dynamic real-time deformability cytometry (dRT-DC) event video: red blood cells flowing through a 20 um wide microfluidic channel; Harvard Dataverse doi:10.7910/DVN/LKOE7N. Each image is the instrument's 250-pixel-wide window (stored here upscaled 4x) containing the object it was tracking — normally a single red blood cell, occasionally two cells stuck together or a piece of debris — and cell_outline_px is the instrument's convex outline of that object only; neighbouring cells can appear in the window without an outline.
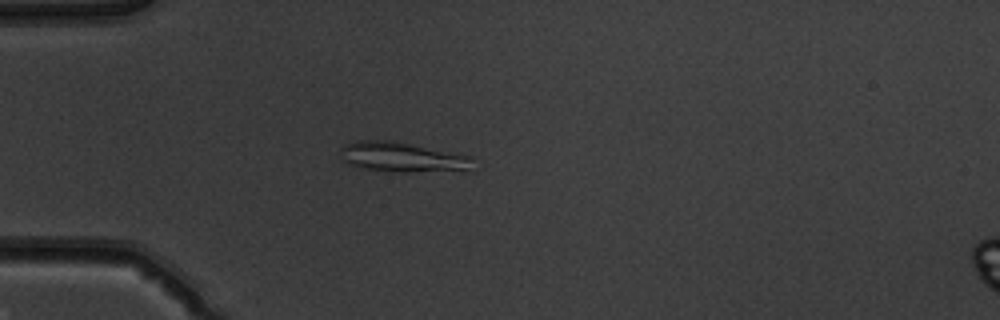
{"species": "common noctule bat (a hibernating species)", "species_latin": "Nyctalus noctula", "temperature_condition": "warm", "stored_images_in_passage": 51, "camera_frame_rate_fps": 3000, "um_per_image_px": 0.085, "animal": {"sex": "male", "body_mass_g": 19.5, "forearm_length_mm": 54.6}, "frame": {"image": 1, "passage_image": 15, "time_ms": 4.667, "image_size_px": [1000, 320], "cell_outline_px": [[472, 172], [392, 172], [360, 168], [348, 164], [340, 156], [340, 148], [344, 144], [356, 140], [392, 140], [472, 156]], "centroid_in_image_um": [34.25, 13.38], "position_along_channel_um": 50.8, "area_um2": 23.87}}
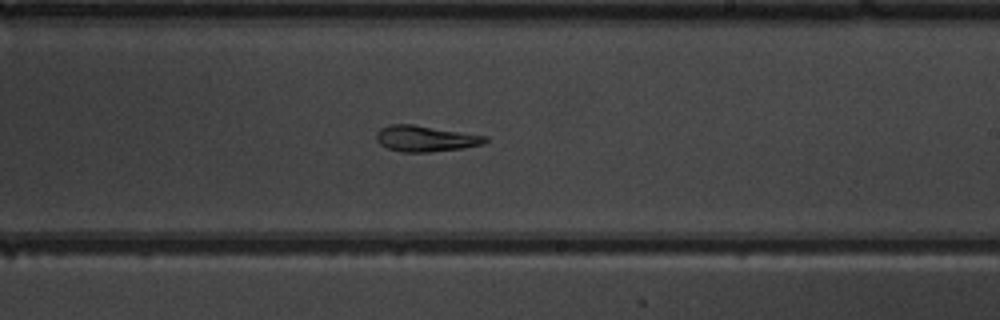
{"frame": {"image": 2, "passage_image": 31, "time_ms": 10.0, "image_size_px": [1000, 320], "cell_outline_px": [[488, 140], [484, 144], [460, 148], [428, 152], [400, 152], [388, 148], [380, 144], [376, 140], [376, 132], [380, 128], [392, 124], [412, 124], [488, 136]], "centroid_in_image_um": [36.15, 11.78], "position_along_channel_um": 252.9, "area_um2": 16.42}}
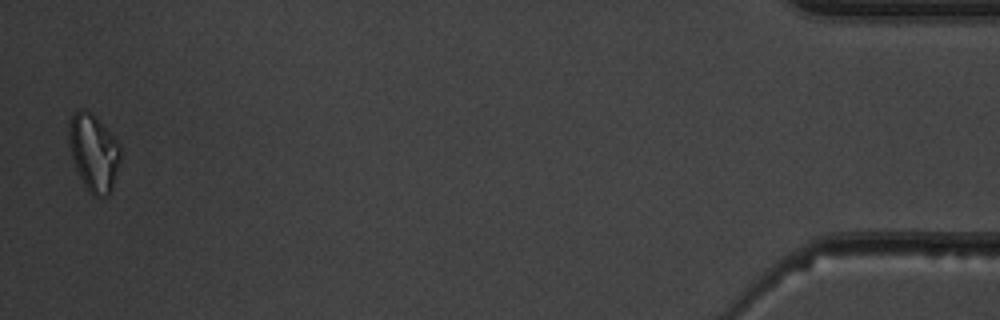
{"frame": {"image": 3, "passage_image": 50, "time_ms": 16.333, "image_size_px": [1000, 320], "cell_outline_px": [[120, 160], [112, 188], [108, 196], [92, 196], [88, 192], [76, 168], [72, 156], [68, 136], [68, 120], [80, 108], [84, 108], [92, 112], [112, 132], [120, 144]], "centroid_in_image_um": [7.97, 12.92], "position_along_channel_um": 427.2, "area_um2": 23.41}, "authors_computed_cell_mechanics": {"area_um2": 20.2878, "velocity_mm_per_s": 4.0594, "shape_relaxation_time_tau1_ms": null, "shape_relaxation_time_tau2_ms": 5.0818, "deformation_change_tau1": null, "deformation_change_tau2": 0.0778}}